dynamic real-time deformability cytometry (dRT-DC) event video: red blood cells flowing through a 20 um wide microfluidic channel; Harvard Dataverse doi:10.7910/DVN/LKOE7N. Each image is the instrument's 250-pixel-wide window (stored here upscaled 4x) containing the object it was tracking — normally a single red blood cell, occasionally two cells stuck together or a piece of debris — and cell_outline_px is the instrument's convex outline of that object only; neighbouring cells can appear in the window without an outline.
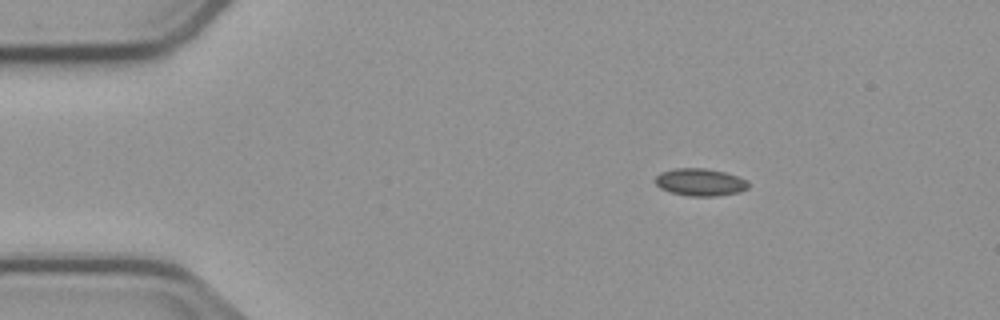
{"species": "common noctule bat (a hibernating species)", "species_latin": "Nyctalus noctula", "temperature_condition": "cold", "stored_images_in_passage": 4, "camera_frame_rate_fps": 3000, "um_per_image_px": 0.085, "animal": {"sex": "male", "body_mass_g": 23.1, "forearm_length_mm": 52.7}, "frame": {"image": 1, "passage_image": 2, "time_ms": 1.667, "image_size_px": [1000, 320], "cell_outline_px": [[748, 188], [740, 192], [716, 196], [688, 196], [668, 192], [660, 188], [656, 184], [656, 176], [660, 172], [676, 168], [704, 168], [724, 172], [748, 180]], "centroid_in_image_um": [59.5, 15.49], "position_along_channel_um": 25.5, "area_um2": 14.91}}
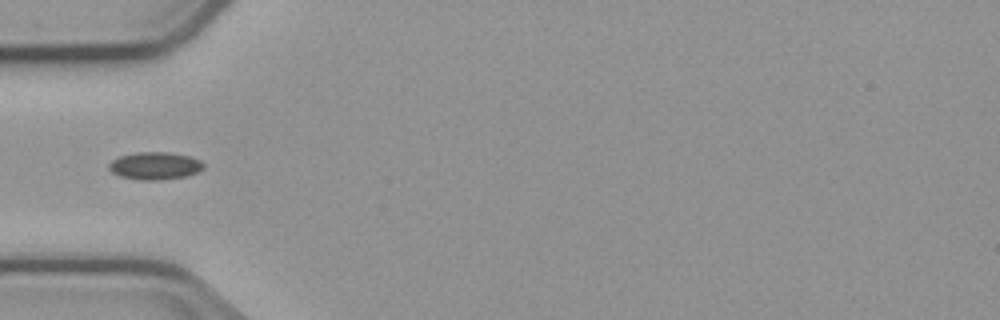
{"frame": {"image": 2, "passage_image": 4, "time_ms": 4.667, "image_size_px": [1000, 320], "cell_outline_px": [[204, 168], [188, 176], [160, 180], [140, 180], [120, 176], [112, 172], [108, 168], [108, 164], [112, 160], [120, 156], [136, 152], [168, 152], [192, 156], [200, 160], [204, 164]], "centroid_in_image_um": [13.18, 14.09], "position_along_channel_um": 71.8, "area_um2": 15.32}}